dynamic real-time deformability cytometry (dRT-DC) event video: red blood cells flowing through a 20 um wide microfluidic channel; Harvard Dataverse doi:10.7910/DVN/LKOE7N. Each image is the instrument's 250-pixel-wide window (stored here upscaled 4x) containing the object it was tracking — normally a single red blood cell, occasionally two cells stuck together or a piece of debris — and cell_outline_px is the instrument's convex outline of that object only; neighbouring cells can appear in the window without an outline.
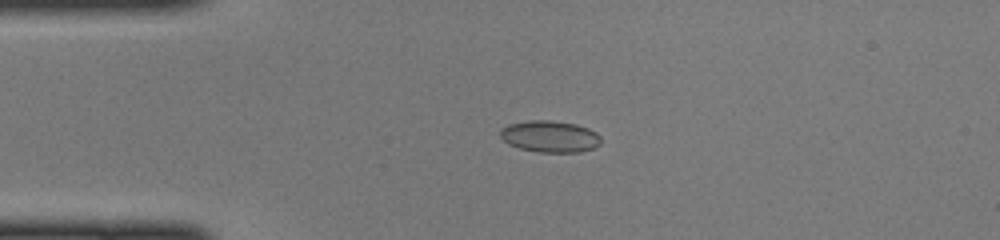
{"species": "common noctule bat (a hibernating species)", "species_latin": "Nyctalus noctula", "temperature_condition": "cold", "stored_images_in_passage": 37, "camera_frame_rate_fps": 3000, "um_per_image_px": 0.085, "animal": {"sex": "female", "body_mass_g": 22.0, "forearm_length_mm": 56.7}, "frame": {"image": 1, "passage_image": 1, "time_ms": 0.0, "image_size_px": [1000, 240], "cell_outline_px": [[600, 144], [592, 148], [580, 152], [536, 152], [520, 148], [508, 144], [500, 136], [500, 128], [508, 124], [528, 120], [548, 120], [576, 124], [588, 128], [596, 132], [600, 136]], "centroid_in_image_um": [46.72, 11.59], "position_along_channel_um": 38.3, "area_um2": 18.61}}
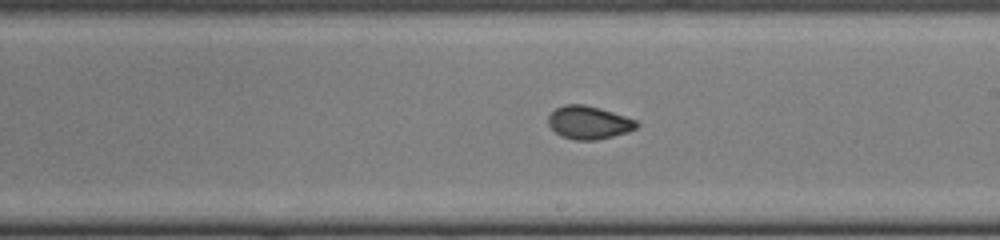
{"frame": {"image": 2, "passage_image": 17, "time_ms": 5.333, "image_size_px": [1000, 240], "cell_outline_px": [[640, 124], [636, 128], [628, 132], [596, 140], [576, 140], [560, 136], [548, 124], [548, 116], [556, 108], [564, 104], [584, 104], [600, 108], [636, 120]], "centroid_in_image_um": [50.04, 10.41], "position_along_channel_um": 239.0, "area_um2": 16.99}}
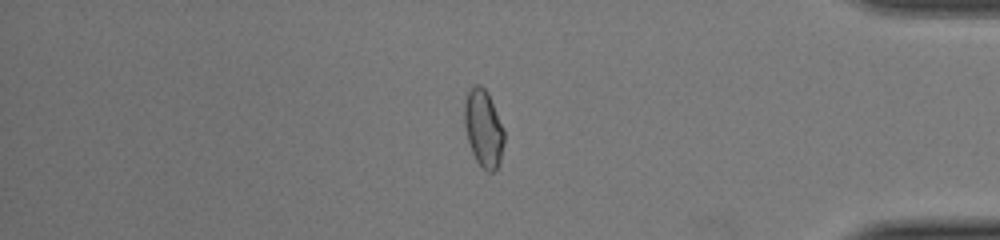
{"frame": {"image": 3, "passage_image": 30, "time_ms": 9.667, "image_size_px": [1000, 240], "cell_outline_px": [[504, 140], [500, 164], [496, 172], [488, 172], [476, 160], [472, 152], [468, 140], [464, 124], [464, 100], [472, 84], [480, 84], [488, 92], [504, 128]], "centroid_in_image_um": [41.1, 10.89], "position_along_channel_um": 394.1, "area_um2": 18.15}}